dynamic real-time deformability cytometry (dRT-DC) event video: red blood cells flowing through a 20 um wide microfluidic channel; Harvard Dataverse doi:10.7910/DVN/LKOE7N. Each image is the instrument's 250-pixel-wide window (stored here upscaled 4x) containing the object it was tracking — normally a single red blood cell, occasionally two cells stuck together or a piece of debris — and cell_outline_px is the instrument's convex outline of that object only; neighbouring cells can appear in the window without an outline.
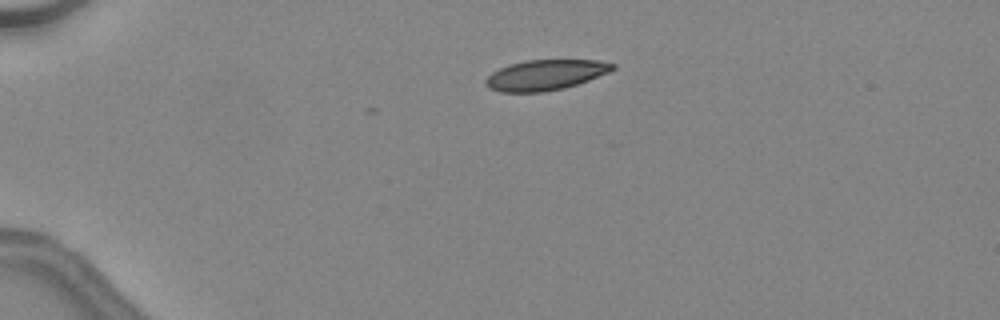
{"species": "common noctule bat (a hibernating species)", "species_latin": "Nyctalus noctula", "temperature_condition": "warm", "stored_images_in_passage": 8, "camera_frame_rate_fps": 3000, "um_per_image_px": 0.085, "animal": {"sex": "female", "body_mass_g": 24.6, "forearm_length_mm": 56.2}, "frame": {"image": 1, "passage_image": 2, "time_ms": 0.333, "image_size_px": [1000, 320], "cell_outline_px": [[616, 68], [608, 72], [588, 80], [564, 88], [544, 92], [500, 92], [488, 88], [484, 84], [484, 80], [492, 72], [508, 64], [528, 60], [596, 60], [616, 64]], "centroid_in_image_um": [46.32, 6.37], "position_along_channel_um": 38.7, "area_um2": 22.48}}